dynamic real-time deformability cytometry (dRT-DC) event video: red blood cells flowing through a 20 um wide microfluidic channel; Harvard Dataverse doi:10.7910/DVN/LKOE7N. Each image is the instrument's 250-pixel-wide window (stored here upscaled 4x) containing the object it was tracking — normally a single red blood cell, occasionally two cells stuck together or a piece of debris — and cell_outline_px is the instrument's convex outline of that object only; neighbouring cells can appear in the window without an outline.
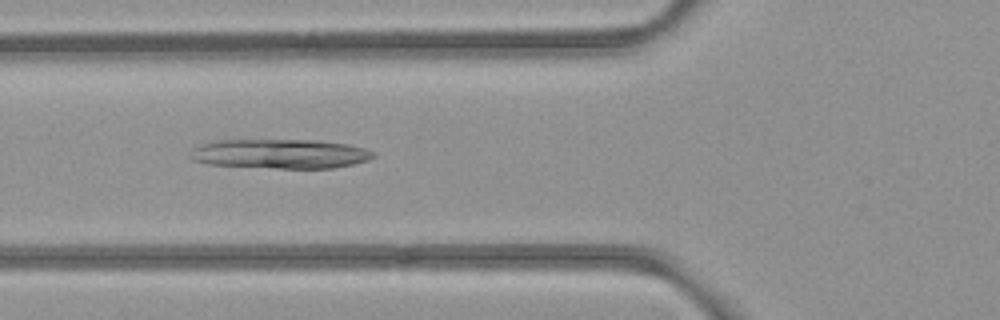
{"species": "common noctule bat (a hibernating species)", "species_latin": "Nyctalus noctula", "temperature_condition": "room temperature", "stored_images_in_passage": 53, "camera_frame_rate_fps": 3000, "um_per_image_px": 0.085, "animal": {"sex": "female", "body_mass_g": 21.9}, "frame": {"image": 1, "passage_image": 20, "time_ms": 6.333, "image_size_px": [1000, 320], "cell_outline_px": [[376, 156], [368, 160], [352, 164], [332, 168], [276, 168], [208, 164], [192, 160], [188, 156], [188, 152], [192, 148], [200, 144], [216, 140], [320, 140], [348, 144], [364, 148], [376, 152]], "centroid_in_image_um": [23.79, 13.07], "position_along_channel_um": 102.0, "area_um2": 31.67}}
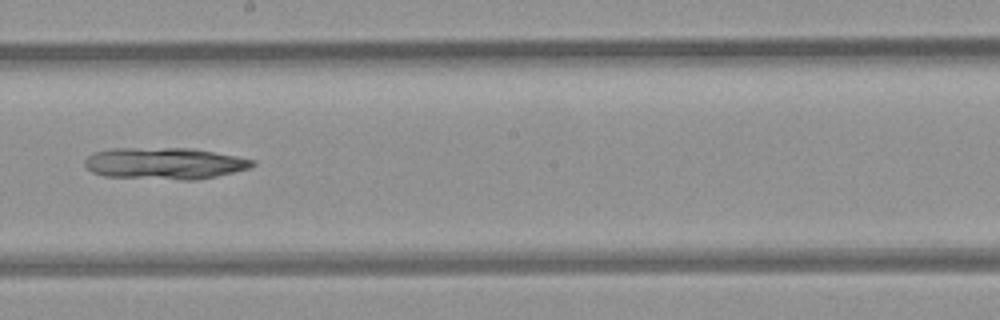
{"frame": {"image": 2, "passage_image": 30, "time_ms": 9.667, "image_size_px": [1000, 320], "cell_outline_px": [[256, 164], [248, 168], [216, 176], [196, 180], [180, 180], [104, 176], [92, 172], [84, 164], [84, 160], [92, 152], [112, 148], [192, 148], [236, 156], [256, 160]], "centroid_in_image_um": [13.97, 13.88], "position_along_channel_um": 234.2, "area_um2": 31.04}}
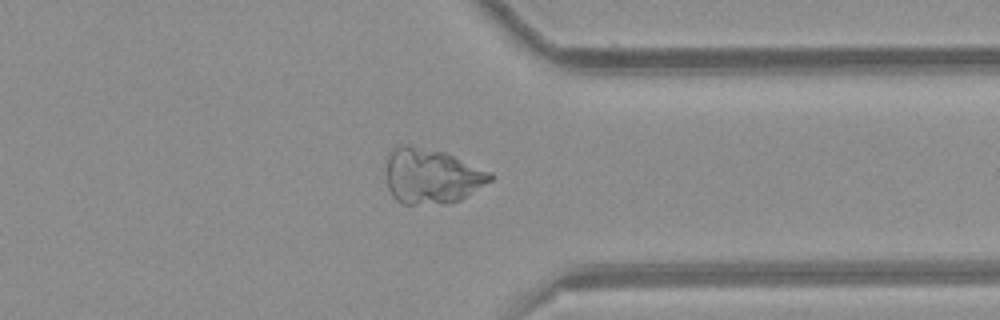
{"frame": {"image": 3, "passage_image": 41, "time_ms": 13.333, "image_size_px": [1000, 320], "cell_outline_px": [[496, 176], [492, 180], [460, 200], [452, 204], [404, 204], [396, 200], [392, 196], [388, 188], [384, 172], [388, 152], [396, 144], [408, 144], [444, 152], [492, 172]], "centroid_in_image_um": [36.64, 14.96], "position_along_channel_um": 374.8, "area_um2": 34.22}}